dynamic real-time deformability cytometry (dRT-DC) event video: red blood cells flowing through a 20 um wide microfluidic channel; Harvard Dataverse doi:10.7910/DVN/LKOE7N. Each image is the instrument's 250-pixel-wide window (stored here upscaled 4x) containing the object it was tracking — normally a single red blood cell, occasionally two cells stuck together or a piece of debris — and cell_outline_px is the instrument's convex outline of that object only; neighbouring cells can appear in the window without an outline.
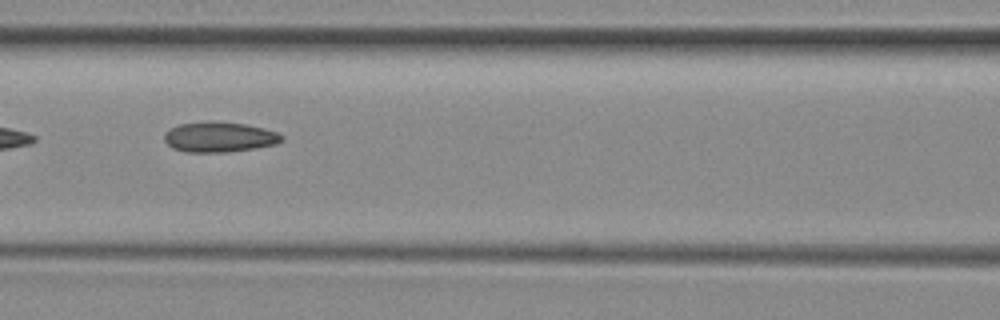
{"species": "common noctule bat (a hibernating species)", "species_latin": "Nyctalus noctula", "temperature_condition": "room temperature", "stored_images_in_passage": 7, "camera_frame_rate_fps": 3000, "um_per_image_px": 0.085, "animal": {"sex": "female", "body_mass_g": 29.2, "forearm_length_mm": 56.3}, "frame": {"image": 1, "passage_image": 7, "time_ms": 7.0, "image_size_px": [1000, 320], "cell_outline_px": [[284, 140], [276, 144], [256, 148], [228, 152], [188, 152], [172, 148], [164, 140], [164, 136], [172, 128], [180, 124], [244, 124], [264, 128], [276, 132], [284, 136]], "centroid_in_image_um": [18.71, 11.7], "position_along_channel_um": 147.9, "area_um2": 19.77}}